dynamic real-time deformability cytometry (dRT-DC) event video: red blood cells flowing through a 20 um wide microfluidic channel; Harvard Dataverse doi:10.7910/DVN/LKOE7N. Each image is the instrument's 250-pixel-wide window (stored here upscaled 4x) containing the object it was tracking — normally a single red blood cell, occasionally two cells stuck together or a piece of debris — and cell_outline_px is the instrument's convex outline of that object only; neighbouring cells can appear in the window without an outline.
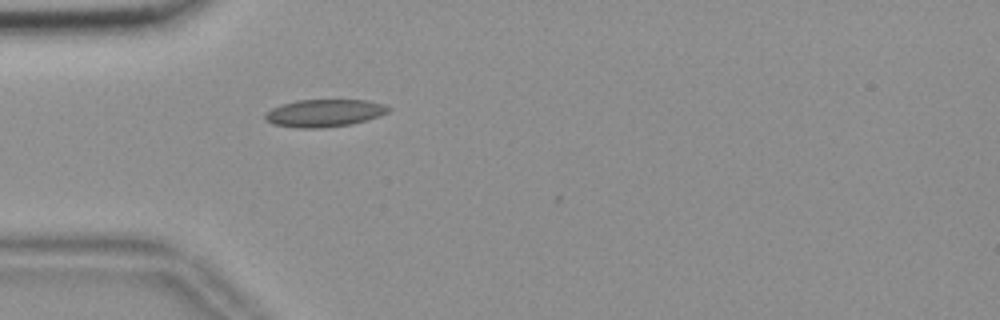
{"species": "common noctule bat (a hibernating species)", "species_latin": "Nyctalus noctula", "temperature_condition": "room temperature", "stored_images_in_passage": 2, "camera_frame_rate_fps": 3000, "um_per_image_px": 0.085, "animal": {"sex": "female", "body_mass_g": 18.4}, "frame": {"image": 1, "passage_image": 1, "time_ms": 0.0, "image_size_px": [1000, 320], "cell_outline_px": [[392, 108], [388, 112], [380, 116], [352, 124], [320, 128], [296, 128], [272, 124], [264, 120], [264, 112], [280, 104], [296, 100], [368, 100], [384, 104]], "centroid_in_image_um": [27.54, 9.61], "position_along_channel_um": 57.5, "area_um2": 20.06}}